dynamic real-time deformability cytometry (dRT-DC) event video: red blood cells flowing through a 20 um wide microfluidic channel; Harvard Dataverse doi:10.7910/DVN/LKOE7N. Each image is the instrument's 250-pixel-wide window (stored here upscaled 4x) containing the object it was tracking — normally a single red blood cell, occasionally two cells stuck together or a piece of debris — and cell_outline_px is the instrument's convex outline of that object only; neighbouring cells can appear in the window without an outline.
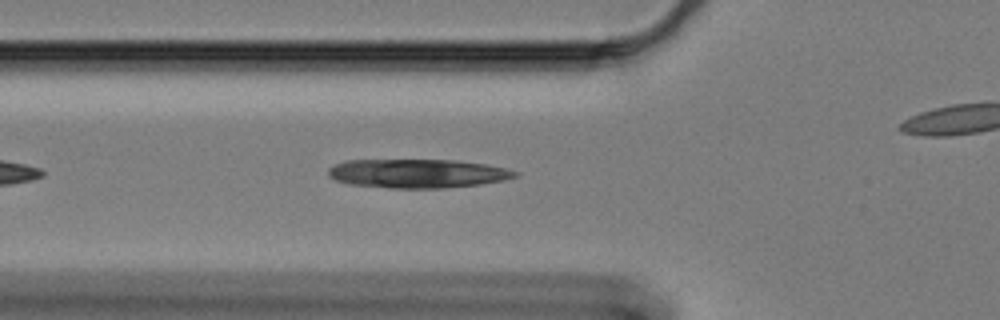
{"species": "Egyptian fruit bat (a non-hibernating species)", "species_latin": "Rousettus aegyptiacus", "temperature_condition": "cold", "stored_images_in_passage": 16, "camera_frame_rate_fps": 3000, "um_per_image_px": 0.085, "animal": {"sex": "female"}, "frame": {"image": 1, "passage_image": 7, "time_ms": 2.0, "image_size_px": [1000, 320], "cell_outline_px": [[520, 172], [516, 176], [504, 180], [480, 184], [444, 188], [392, 188], [348, 184], [336, 180], [328, 176], [328, 168], [336, 164], [348, 160], [456, 160], [484, 164], [504, 168]], "centroid_in_image_um": [35.47, 14.75], "position_along_channel_um": 90.3, "area_um2": 31.33}}
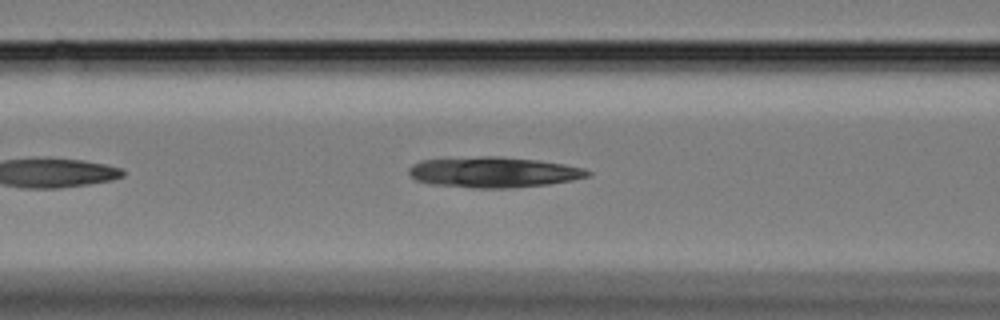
{"frame": {"image": 2, "passage_image": 10, "time_ms": 3.0, "image_size_px": [1000, 320], "cell_outline_px": [[592, 172], [588, 176], [572, 180], [548, 184], [512, 188], [476, 188], [428, 184], [416, 180], [408, 172], [408, 168], [412, 164], [420, 160], [480, 156], [500, 156], [536, 160], [564, 164], [584, 168]], "centroid_in_image_um": [41.92, 14.64], "position_along_channel_um": 124.7, "area_um2": 32.02}}
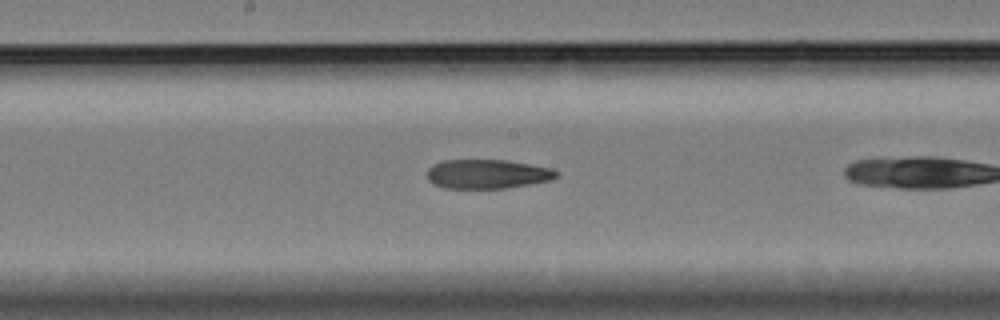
{"frame": {"image": 3, "passage_image": 14, "time_ms": 4.333, "image_size_px": [1000, 320], "cell_outline_px": [[560, 176], [552, 180], [504, 188], [444, 188], [432, 184], [428, 180], [428, 168], [432, 164], [444, 160], [504, 160], [552, 168], [560, 172]], "centroid_in_image_um": [41.43, 14.79], "position_along_channel_um": 206.8, "area_um2": 22.08}}